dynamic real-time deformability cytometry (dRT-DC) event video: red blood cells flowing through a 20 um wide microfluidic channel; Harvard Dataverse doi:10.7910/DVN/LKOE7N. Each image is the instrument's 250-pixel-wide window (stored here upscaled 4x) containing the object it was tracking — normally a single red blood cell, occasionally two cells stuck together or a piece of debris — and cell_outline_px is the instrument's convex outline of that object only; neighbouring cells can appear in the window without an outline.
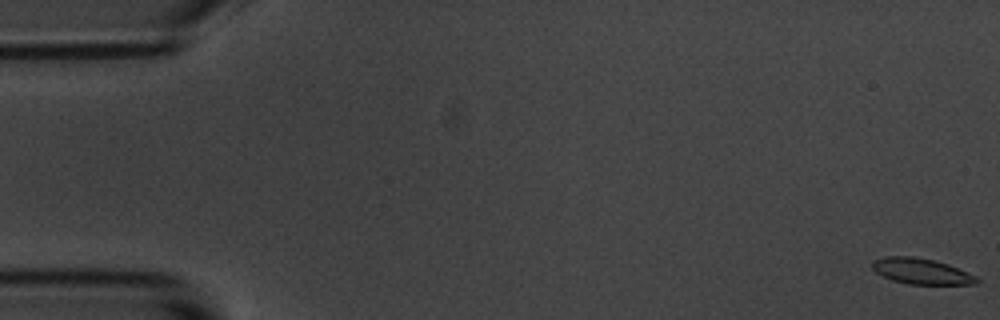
{"species": "common noctule bat (a hibernating species)", "species_latin": "Nyctalus noctula", "temperature_condition": "room temperature", "stored_images_in_passage": 58, "camera_frame_rate_fps": 3000, "um_per_image_px": 0.085, "animal": {"sex": "male", "body_mass_g": 20.1, "forearm_length_mm": 53.5}, "frame": {"image": 1, "passage_image": 1, "time_ms": 0.0, "image_size_px": [1000, 320], "cell_outline_px": [[980, 280], [976, 284], [908, 284], [892, 280], [876, 272], [872, 268], [872, 260], [884, 256], [912, 256], [932, 260], [948, 264], [976, 276]], "centroid_in_image_um": [78.29, 23.05], "position_along_channel_um": 6.7, "area_um2": 15.61}}
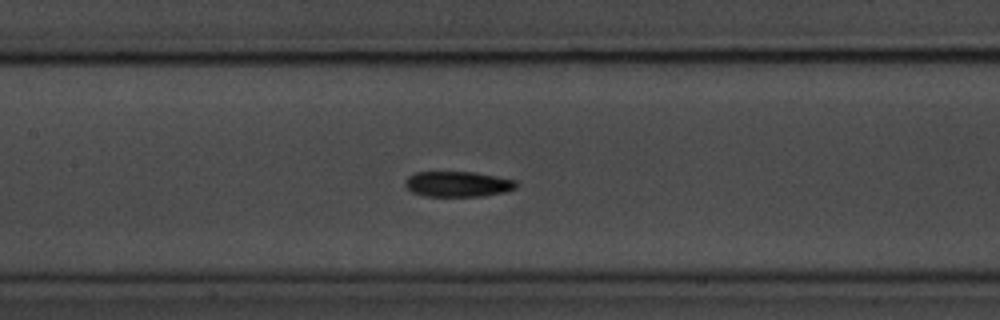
{"frame": {"image": 2, "passage_image": 27, "time_ms": 8.667, "image_size_px": [1000, 320], "cell_outline_px": [[516, 188], [504, 192], [484, 196], [424, 196], [412, 192], [404, 184], [408, 176], [416, 172], [472, 172], [496, 176], [516, 180]], "centroid_in_image_um": [38.91, 15.65], "position_along_channel_um": 168.5, "area_um2": 16.42}}
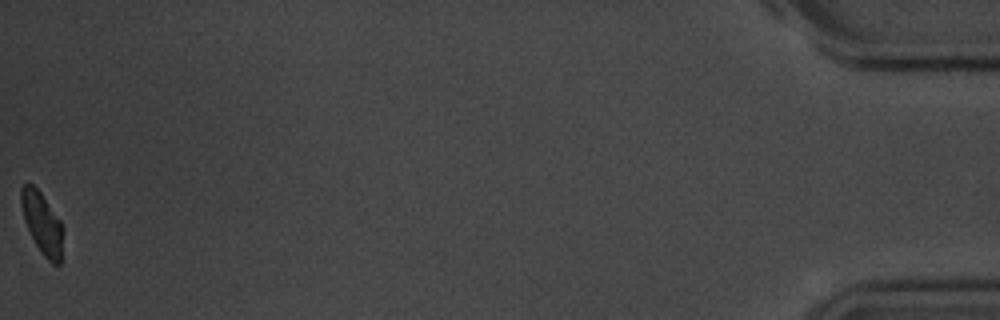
{"frame": {"image": 3, "passage_image": 58, "time_ms": 19.0, "image_size_px": [1000, 320], "cell_outline_px": [[64, 228], [60, 264], [52, 264], [44, 256], [36, 244], [24, 220], [20, 204], [20, 188], [28, 180], [40, 192], [60, 220]], "centroid_in_image_um": [3.58, 18.94], "position_along_channel_um": 431.6, "area_um2": 15.09}, "authors_computed_cell_mechanics": {"area_um2": 16.2996, "velocity_mm_per_s": 3.5143, "shape_relaxation_time_tau1_ms": 5.4942, "shape_relaxation_time_tau2_ms": 9.8498, "deformation_change_tau1": 0.1226, "deformation_change_tau2": 0.1421}}